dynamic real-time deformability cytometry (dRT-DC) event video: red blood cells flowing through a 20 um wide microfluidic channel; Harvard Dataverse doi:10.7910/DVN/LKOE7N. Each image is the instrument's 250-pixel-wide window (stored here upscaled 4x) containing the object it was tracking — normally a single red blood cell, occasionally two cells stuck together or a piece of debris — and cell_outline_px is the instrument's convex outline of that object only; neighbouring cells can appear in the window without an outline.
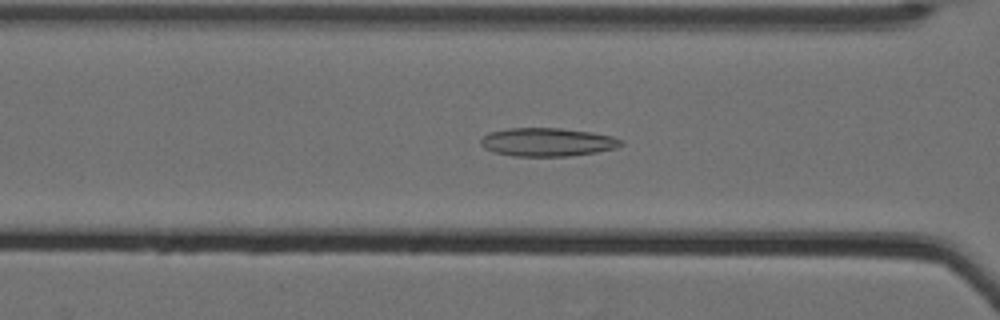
{"species": "Egyptian fruit bat (a non-hibernating species)", "species_latin": "Rousettus aegyptiacus", "temperature_condition": "cold", "stored_images_in_passage": 42, "camera_frame_rate_fps": 3000, "um_per_image_px": 0.085, "animal": {"sex": "female"}, "frame": {"image": 1, "passage_image": 10, "time_ms": 3.0, "image_size_px": [1000, 320], "cell_outline_px": [[624, 144], [616, 148], [596, 152], [568, 156], [512, 156], [492, 152], [484, 148], [480, 144], [480, 140], [488, 132], [508, 128], [560, 128], [592, 132], [612, 136], [624, 140]], "centroid_in_image_um": [46.52, 12.08], "position_along_channel_um": 120.1, "area_um2": 23.41}}
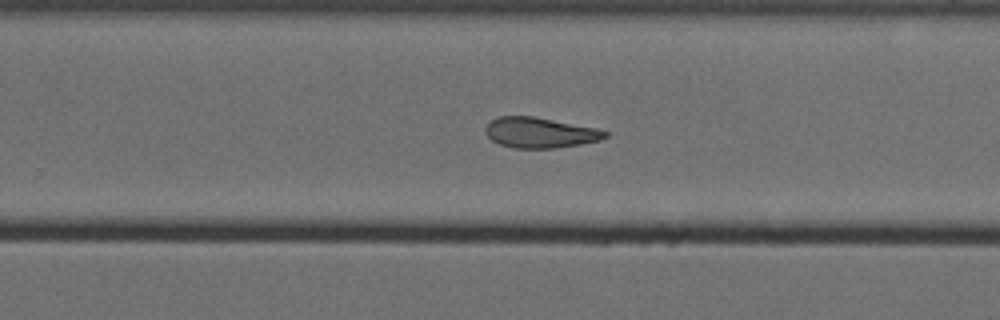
{"frame": {"image": 2, "passage_image": 24, "time_ms": 7.667, "image_size_px": [1000, 320], "cell_outline_px": [[608, 136], [600, 140], [580, 144], [556, 148], [512, 148], [500, 144], [492, 140], [484, 132], [484, 128], [488, 120], [496, 116], [532, 116], [596, 128], [608, 132]], "centroid_in_image_um": [45.84, 11.27], "position_along_channel_um": 284.0, "area_um2": 21.33}}
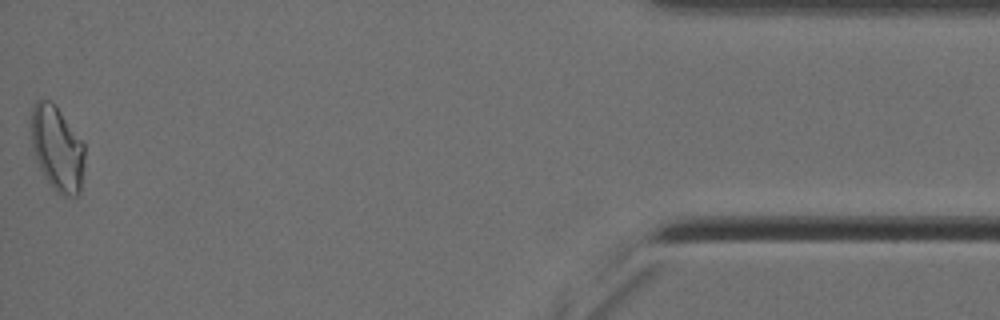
{"frame": {"image": 3, "passage_image": 42, "time_ms": 13.667, "image_size_px": [1000, 320], "cell_outline_px": [[84, 164], [80, 196], [60, 196], [52, 188], [40, 168], [36, 160], [32, 148], [32, 108], [36, 100], [40, 96], [52, 100], [56, 104], [84, 144]], "centroid_in_image_um": [4.87, 12.61], "position_along_channel_um": 430.3, "area_um2": 26.88}, "authors_computed_cell_mechanics": {"area_um2": 22.4553, "velocity_mm_per_s": 3.5093, "shape_relaxation_time_tau1_ms": null, "shape_relaxation_time_tau2_ms": 4.635, "deformation_change_tau1": null, "deformation_change_tau2": 0.1246}}